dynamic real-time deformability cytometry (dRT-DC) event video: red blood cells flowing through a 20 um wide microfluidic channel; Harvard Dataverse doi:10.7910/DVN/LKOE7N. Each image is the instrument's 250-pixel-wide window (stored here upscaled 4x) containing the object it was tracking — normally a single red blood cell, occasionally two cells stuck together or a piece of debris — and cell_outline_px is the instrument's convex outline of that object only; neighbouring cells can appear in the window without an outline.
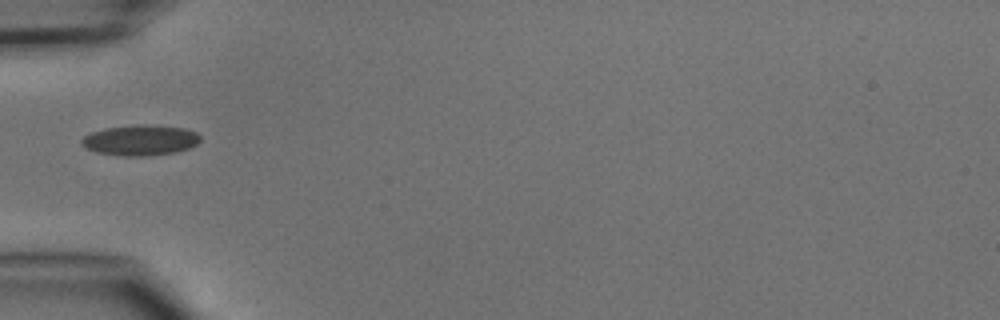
{"species": "common noctule bat (a hibernating species)", "species_latin": "Nyctalus noctula", "temperature_condition": "cold", "stored_images_in_passage": 5, "camera_frame_rate_fps": 3000, "um_per_image_px": 0.085, "animal": {"sex": "male", "body_mass_g": 15.6}, "frame": {"image": 1, "passage_image": 4, "time_ms": 3.667, "image_size_px": [1000, 320], "cell_outline_px": [[200, 140], [196, 144], [188, 148], [176, 152], [144, 156], [124, 156], [96, 152], [80, 144], [80, 140], [84, 136], [92, 132], [104, 128], [140, 124], [144, 124], [184, 128], [196, 132], [200, 136]], "centroid_in_image_um": [11.91, 11.91], "position_along_channel_um": 73.1, "area_um2": 21.04}}